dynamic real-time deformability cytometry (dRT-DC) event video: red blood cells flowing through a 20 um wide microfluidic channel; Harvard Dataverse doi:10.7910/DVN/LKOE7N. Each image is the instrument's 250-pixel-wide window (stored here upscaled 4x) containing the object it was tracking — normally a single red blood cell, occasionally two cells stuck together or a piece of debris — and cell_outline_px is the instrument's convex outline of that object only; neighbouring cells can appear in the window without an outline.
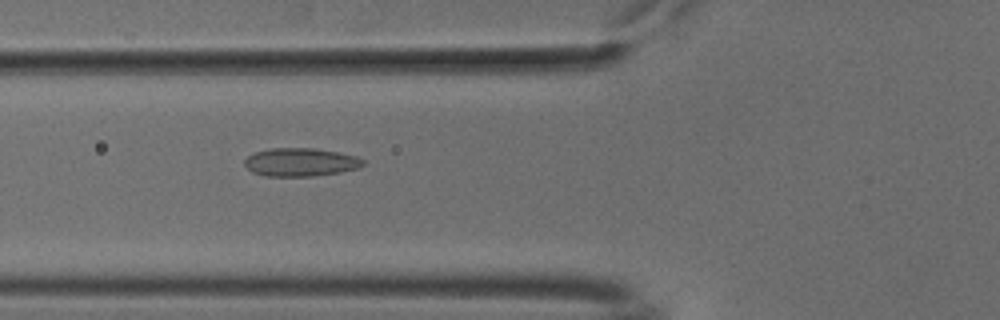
{"species": "common noctule bat (a hibernating species)", "species_latin": "Nyctalus noctula", "temperature_condition": "cold", "stored_images_in_passage": 42, "camera_frame_rate_fps": 3000, "um_per_image_px": 0.085, "animal": {"sex": "male", "body_mass_g": 18.8}, "frame": {"image": 1, "passage_image": 9, "time_ms": 2.667, "image_size_px": [1000, 320], "cell_outline_px": [[364, 164], [360, 168], [340, 172], [312, 176], [264, 176], [252, 172], [244, 164], [244, 160], [248, 156], [256, 152], [272, 148], [312, 148], [336, 152], [356, 156], [364, 160]], "centroid_in_image_um": [25.55, 13.79], "position_along_channel_um": 100.3, "area_um2": 19.42}}
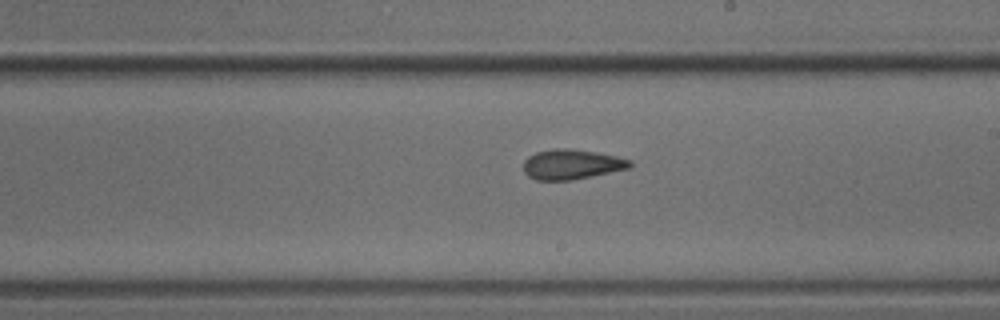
{"frame": {"image": 2, "passage_image": 20, "time_ms": 6.333, "image_size_px": [1000, 320], "cell_outline_px": [[632, 168], [572, 180], [536, 180], [528, 176], [524, 172], [524, 160], [528, 156], [536, 152], [552, 148], [568, 148], [596, 152], [616, 156], [632, 160]], "centroid_in_image_um": [48.6, 13.97], "position_along_channel_um": 240.4, "area_um2": 18.79}}
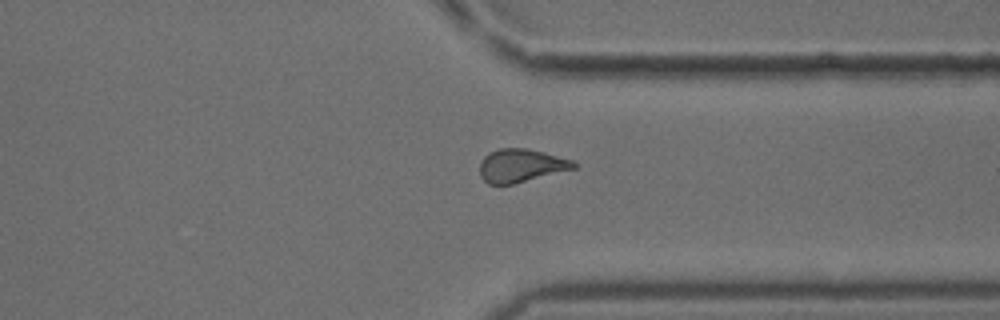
{"frame": {"image": 3, "passage_image": 30, "time_ms": 9.667, "image_size_px": [1000, 320], "cell_outline_px": [[576, 168], [512, 184], [488, 184], [480, 176], [480, 164], [484, 156], [488, 152], [500, 148], [528, 148], [544, 152], [572, 160], [576, 164]], "centroid_in_image_um": [44.26, 14.06], "position_along_channel_um": 367.1, "area_um2": 18.09}, "authors_computed_cell_mechanics": {"area_um2": 18.4671, "velocity_mm_per_s": 3.8053, "shape_relaxation_time_tau1_ms": 5.9468, "shape_relaxation_time_tau2_ms": 3.4977, "deformation_change_tau1": 0.1453, "deformation_change_tau2": 0.118}}